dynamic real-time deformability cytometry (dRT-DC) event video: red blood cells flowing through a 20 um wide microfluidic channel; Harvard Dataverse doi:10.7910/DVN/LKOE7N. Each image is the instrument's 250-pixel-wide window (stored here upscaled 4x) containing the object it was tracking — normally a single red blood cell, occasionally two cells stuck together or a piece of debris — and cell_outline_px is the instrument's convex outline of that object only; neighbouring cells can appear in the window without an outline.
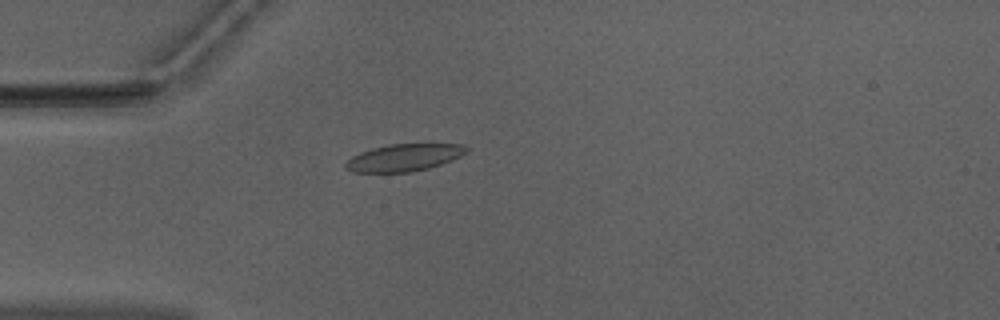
{"species": "Egyptian fruit bat (a non-hibernating species)", "species_latin": "Rousettus aegyptiacus", "temperature_condition": "warm", "stored_images_in_passage": 38, "camera_frame_rate_fps": 3000, "um_per_image_px": 0.085, "animal": {"sex": "male"}, "frame": {"image": 1, "passage_image": 1, "time_ms": 0.0, "image_size_px": [1000, 320], "cell_outline_px": [[468, 152], [452, 160], [428, 168], [412, 172], [352, 172], [344, 168], [344, 164], [352, 156], [360, 152], [372, 148], [388, 144], [464, 144], [468, 148]], "centroid_in_image_um": [34.33, 13.39], "position_along_channel_um": 50.7, "area_um2": 19.19}}
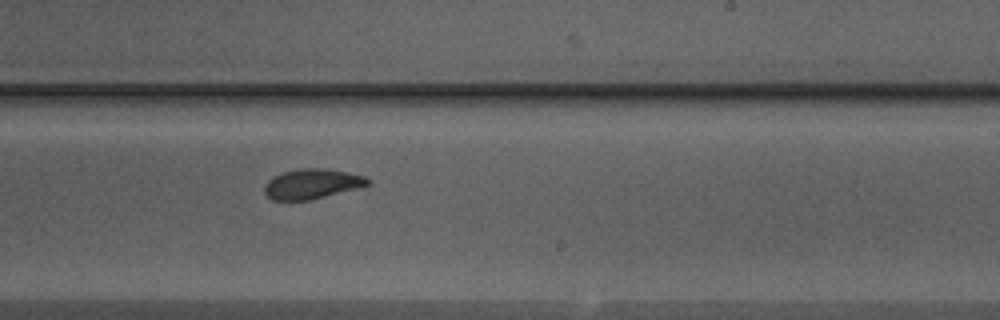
{"frame": {"image": 2, "passage_image": 18, "time_ms": 5.667, "image_size_px": [1000, 320], "cell_outline_px": [[372, 184], [308, 200], [272, 200], [264, 192], [264, 184], [272, 176], [284, 172], [300, 168], [324, 168], [348, 172], [364, 176], [372, 180]], "centroid_in_image_um": [26.51, 15.61], "position_along_channel_um": 262.5, "area_um2": 17.98}}
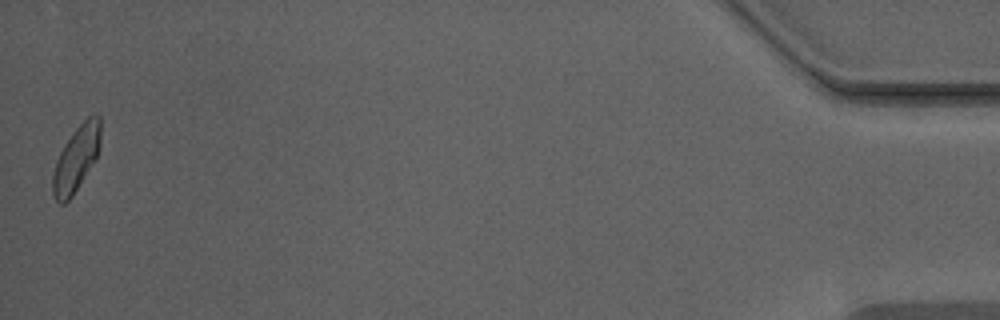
{"frame": {"image": 3, "passage_image": 38, "time_ms": 12.333, "image_size_px": [1000, 320], "cell_outline_px": [[100, 140], [96, 156], [72, 196], [64, 204], [60, 204], [56, 200], [52, 192], [52, 176], [56, 160], [64, 144], [76, 128], [88, 116], [100, 116]], "centroid_in_image_um": [6.44, 13.5], "position_along_channel_um": 428.8, "area_um2": 17.69}, "authors_computed_cell_mechanics": {"area_um2": 18.3804, "velocity_mm_per_s": 3.9475, "shape_relaxation_time_tau1_ms": 4.0545, "shape_relaxation_time_tau2_ms": 1.5494, "deformation_change_tau1": 0.1324, "deformation_change_tau2": 0.0738}}